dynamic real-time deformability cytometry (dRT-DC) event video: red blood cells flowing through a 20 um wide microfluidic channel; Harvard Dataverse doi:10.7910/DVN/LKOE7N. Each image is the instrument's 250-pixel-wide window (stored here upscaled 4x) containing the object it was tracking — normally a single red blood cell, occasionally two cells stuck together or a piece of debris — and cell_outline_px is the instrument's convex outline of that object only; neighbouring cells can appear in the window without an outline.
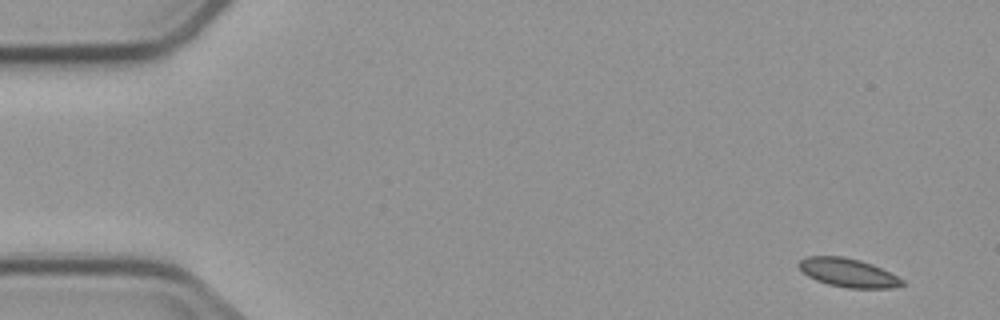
{"species": "common noctule bat (a hibernating species)", "species_latin": "Nyctalus noctula", "temperature_condition": "cold", "stored_images_in_passage": 9, "camera_frame_rate_fps": 3000, "um_per_image_px": 0.085, "animal": {"sex": "male", "body_mass_g": 23.1, "forearm_length_mm": 52.7}, "frame": {"image": 1, "passage_image": 1, "time_ms": 0.0, "image_size_px": [1000, 320], "cell_outline_px": [[904, 284], [892, 288], [848, 288], [828, 284], [816, 280], [808, 276], [796, 264], [800, 260], [808, 256], [844, 256], [860, 260], [872, 264], [904, 280]], "centroid_in_image_um": [72.07, 23.17], "position_along_channel_um": 12.9, "area_um2": 17.11}}
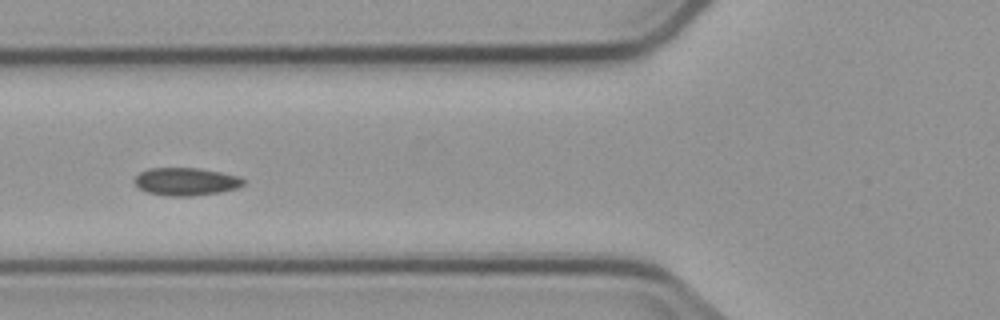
{"frame": {"image": 2, "passage_image": 6, "time_ms": 6.0, "image_size_px": [1000, 320], "cell_outline_px": [[244, 184], [236, 188], [220, 192], [192, 196], [168, 196], [148, 192], [140, 188], [132, 180], [140, 172], [148, 168], [200, 168], [240, 176], [244, 180]], "centroid_in_image_um": [15.8, 15.43], "position_along_channel_um": 110.0, "area_um2": 17.63}}
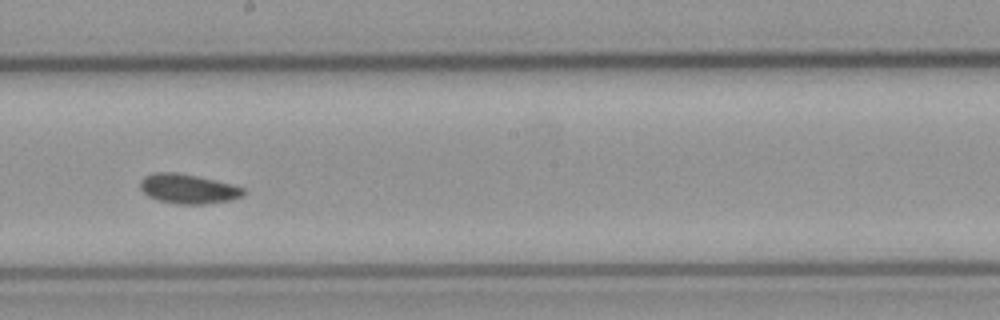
{"frame": {"image": 3, "passage_image": 9, "time_ms": 9.333, "image_size_px": [1000, 320], "cell_outline_px": [[244, 196], [232, 200], [204, 204], [176, 204], [156, 200], [148, 196], [140, 188], [140, 180], [144, 176], [152, 172], [176, 172], [196, 176], [232, 184], [244, 188]], "centroid_in_image_um": [15.97, 16.05], "position_along_channel_um": 232.2, "area_um2": 17.92}}